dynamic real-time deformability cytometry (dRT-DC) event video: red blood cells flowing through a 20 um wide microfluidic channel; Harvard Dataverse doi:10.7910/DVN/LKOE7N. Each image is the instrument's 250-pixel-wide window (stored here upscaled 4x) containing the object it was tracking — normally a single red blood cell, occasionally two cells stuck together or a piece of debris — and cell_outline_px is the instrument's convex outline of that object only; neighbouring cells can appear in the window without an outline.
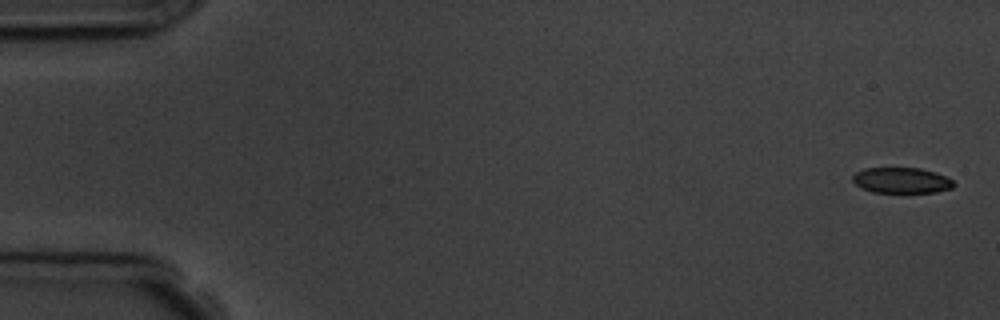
{"species": "common noctule bat (a hibernating species)", "species_latin": "Nyctalus noctula", "temperature_condition": "room temperature", "stored_images_in_passage": 9, "camera_frame_rate_fps": 3000, "um_per_image_px": 0.085, "animal": {"sex": "male", "body_mass_g": 19.5, "forearm_length_mm": 54.6}, "frame": {"image": 1, "passage_image": 1, "time_ms": 0.0, "image_size_px": [1000, 320], "cell_outline_px": [[956, 184], [952, 188], [936, 192], [872, 192], [860, 188], [852, 180], [852, 176], [856, 172], [864, 168], [920, 168], [936, 172], [952, 180]], "centroid_in_image_um": [76.62, 15.33], "position_along_channel_um": 8.4, "area_um2": 15.14}}
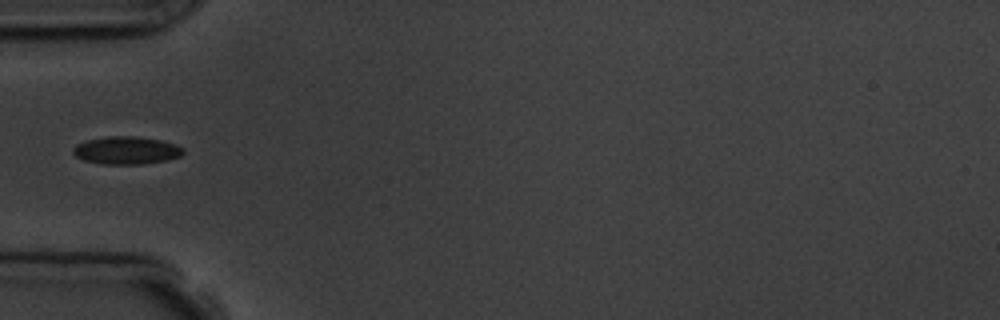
{"frame": {"image": 2, "passage_image": 6, "time_ms": 5.667, "image_size_px": [1000, 320], "cell_outline_px": [[184, 152], [180, 156], [168, 160], [144, 164], [100, 164], [84, 160], [76, 156], [72, 152], [72, 148], [76, 144], [88, 140], [108, 136], [136, 136], [160, 140], [176, 144], [184, 148]], "centroid_in_image_um": [10.75, 12.78], "position_along_channel_um": 74.2, "area_um2": 17.92}}